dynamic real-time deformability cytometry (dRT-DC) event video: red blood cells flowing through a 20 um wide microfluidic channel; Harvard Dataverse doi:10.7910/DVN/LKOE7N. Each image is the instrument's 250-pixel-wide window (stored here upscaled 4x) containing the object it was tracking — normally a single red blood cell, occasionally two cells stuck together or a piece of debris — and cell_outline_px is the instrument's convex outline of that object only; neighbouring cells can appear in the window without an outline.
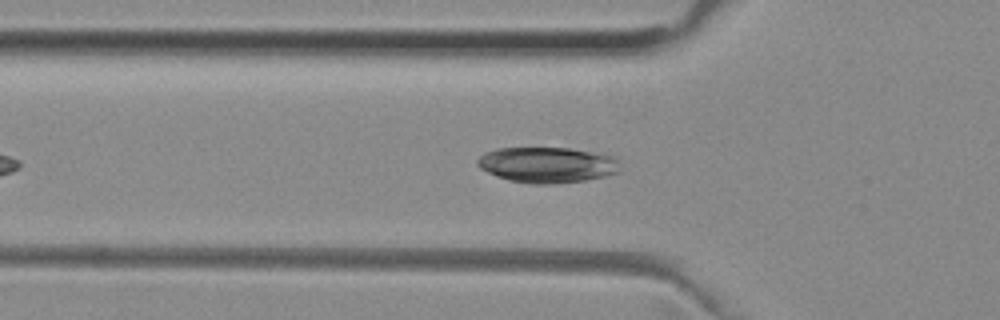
{"species": "common noctule bat (a hibernating species)", "species_latin": "Nyctalus noctula", "temperature_condition": "room temperature", "stored_images_in_passage": 35, "camera_frame_rate_fps": 3000, "um_per_image_px": 0.085, "animal": {"sex": "female", "body_mass_g": 29.2, "forearm_length_mm": 56.3}, "frame": {"image": 1, "passage_image": 3, "time_ms": 0.667, "image_size_px": [1000, 320], "cell_outline_px": [[620, 172], [588, 180], [552, 184], [532, 184], [508, 180], [496, 176], [480, 168], [476, 164], [476, 160], [484, 152], [496, 148], [568, 148], [592, 152], [612, 156], [616, 160]], "centroid_in_image_um": [46.46, 14.02], "position_along_channel_um": 79.3, "area_um2": 29.65}}
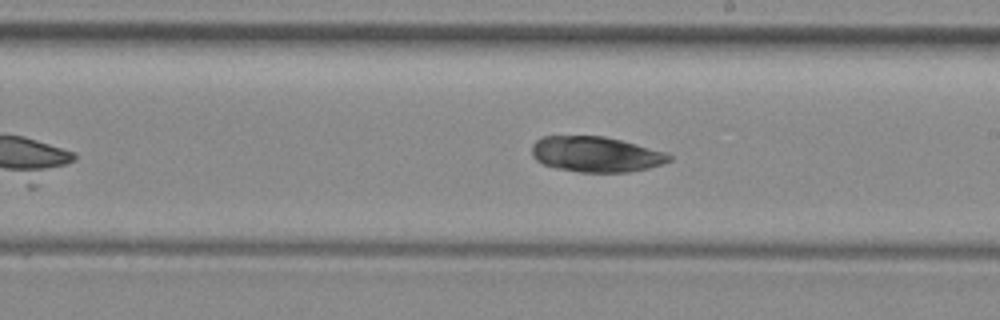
{"frame": {"image": 2, "passage_image": 15, "time_ms": 4.667, "image_size_px": [1000, 320], "cell_outline_px": [[672, 160], [648, 168], [628, 172], [580, 172], [556, 168], [544, 164], [536, 160], [532, 156], [532, 144], [540, 136], [604, 136], [668, 152], [672, 156]], "centroid_in_image_um": [50.65, 13.11], "position_along_channel_um": 238.4, "area_um2": 28.44}}
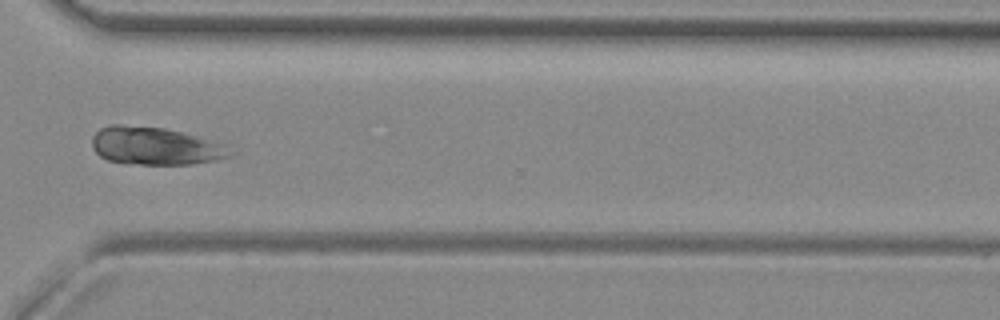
{"frame": {"image": 3, "passage_image": 24, "time_ms": 7.667, "image_size_px": [1000, 320], "cell_outline_px": [[236, 152], [228, 156], [216, 160], [192, 164], [124, 164], [108, 160], [100, 156], [92, 148], [92, 136], [100, 128], [108, 124], [120, 124], [164, 128], [228, 144]], "centroid_in_image_um": [13.2, 12.41], "position_along_channel_um": 357.4, "area_um2": 30.75}}